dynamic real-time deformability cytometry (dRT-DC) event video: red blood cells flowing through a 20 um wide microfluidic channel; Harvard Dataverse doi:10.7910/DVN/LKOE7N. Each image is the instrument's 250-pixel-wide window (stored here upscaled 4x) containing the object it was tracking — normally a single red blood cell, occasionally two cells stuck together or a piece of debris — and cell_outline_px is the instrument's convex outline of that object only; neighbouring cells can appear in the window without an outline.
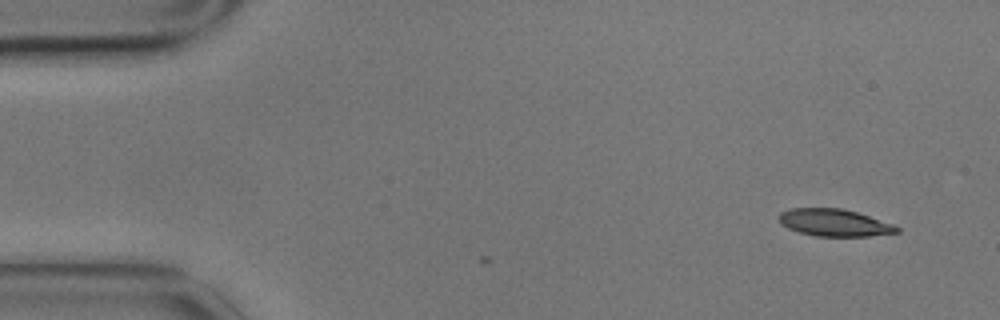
{"species": "common noctule bat (a hibernating species)", "species_latin": "Nyctalus noctula", "temperature_condition": "cold", "stored_images_in_passage": 5, "camera_frame_rate_fps": 3000, "um_per_image_px": 0.085, "animal": {"sex": "male", "body_mass_g": 17.9}, "frame": {"image": 1, "passage_image": 1, "time_ms": 0.0, "image_size_px": [1000, 320], "cell_outline_px": [[900, 232], [868, 236], [816, 236], [800, 232], [788, 228], [780, 224], [776, 216], [780, 212], [788, 208], [840, 208], [856, 212], [892, 224], [900, 228]], "centroid_in_image_um": [70.85, 18.92], "position_along_channel_um": 14.1, "area_um2": 18.67}}
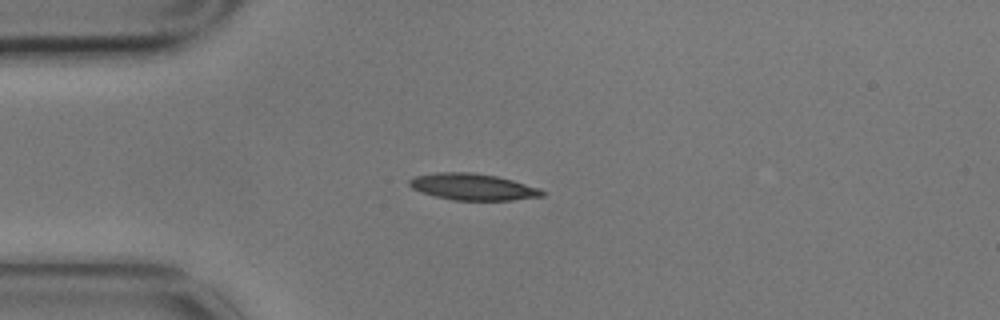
{"frame": {"image": 2, "passage_image": 3, "time_ms": 0.667, "image_size_px": [1000, 320], "cell_outline_px": [[544, 196], [512, 200], [452, 200], [420, 192], [412, 188], [408, 184], [408, 180], [416, 176], [436, 172], [472, 172], [496, 176], [512, 180], [540, 188], [544, 192]], "centroid_in_image_um": [40.17, 15.88], "position_along_channel_um": 44.8, "area_um2": 20.52}}